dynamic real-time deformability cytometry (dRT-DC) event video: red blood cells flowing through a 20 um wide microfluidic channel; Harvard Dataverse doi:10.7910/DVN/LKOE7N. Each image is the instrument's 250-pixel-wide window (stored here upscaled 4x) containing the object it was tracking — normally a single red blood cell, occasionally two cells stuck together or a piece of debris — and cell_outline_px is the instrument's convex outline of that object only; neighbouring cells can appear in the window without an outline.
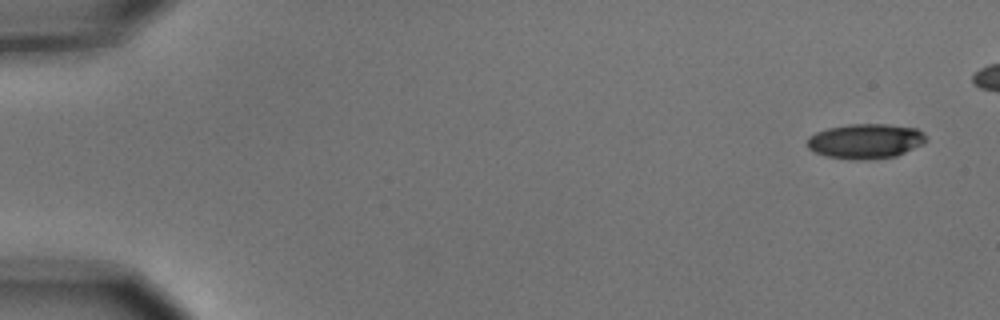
{"species": "common noctule bat (a hibernating species)", "species_latin": "Nyctalus noctula", "temperature_condition": "cold", "stored_images_in_passage": 3, "camera_frame_rate_fps": 3000, "um_per_image_px": 0.085, "animal": {"sex": "male", "body_mass_g": 15.6}, "frame": {"image": 1, "passage_image": 1, "time_ms": 0.0, "image_size_px": [1000, 320], "cell_outline_px": [[928, 140], [924, 144], [896, 156], [864, 160], [856, 160], [828, 156], [812, 152], [808, 148], [808, 136], [816, 132], [828, 128], [852, 124], [884, 124], [916, 128]], "centroid_in_image_um": [73.56, 12.0], "position_along_channel_um": 11.4, "area_um2": 24.04}}